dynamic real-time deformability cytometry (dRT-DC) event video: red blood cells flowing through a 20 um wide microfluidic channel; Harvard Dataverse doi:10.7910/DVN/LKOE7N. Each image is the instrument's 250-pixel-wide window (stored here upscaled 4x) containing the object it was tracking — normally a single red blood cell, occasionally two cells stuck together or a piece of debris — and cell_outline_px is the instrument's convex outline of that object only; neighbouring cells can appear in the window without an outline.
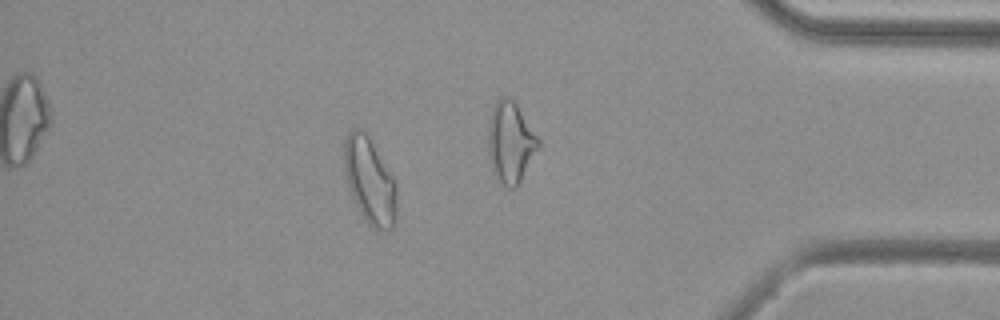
{"species": "common noctule bat (a hibernating species)", "species_latin": "Nyctalus noctula", "temperature_condition": "cold", "stored_images_in_passage": 53, "camera_frame_rate_fps": 3000, "um_per_image_px": 0.085, "animal": {"sex": "female", "body_mass_g": 29.2, "forearm_length_mm": 56.3}, "frame": {"image": 1, "passage_image": 46, "time_ms": 15.0, "image_size_px": [1000, 320], "cell_outline_px": [[396, 224], [388, 232], [384, 232], [368, 224], [364, 220], [348, 188], [344, 172], [344, 140], [348, 132], [352, 128], [356, 128], [364, 132], [368, 136], [396, 180]], "centroid_in_image_um": [31.44, 15.4], "position_along_channel_um": 403.8, "area_um2": 26.7}, "authors_computed_cell_mechanics": {"area_um2": 25.143, "velocity_mm_per_s": 3.8011, "shape_relaxation_time_tau1_ms": null, "shape_relaxation_time_tau2_ms": 1.806, "deformation_change_tau1": null, "deformation_change_tau2": 0.0853}}